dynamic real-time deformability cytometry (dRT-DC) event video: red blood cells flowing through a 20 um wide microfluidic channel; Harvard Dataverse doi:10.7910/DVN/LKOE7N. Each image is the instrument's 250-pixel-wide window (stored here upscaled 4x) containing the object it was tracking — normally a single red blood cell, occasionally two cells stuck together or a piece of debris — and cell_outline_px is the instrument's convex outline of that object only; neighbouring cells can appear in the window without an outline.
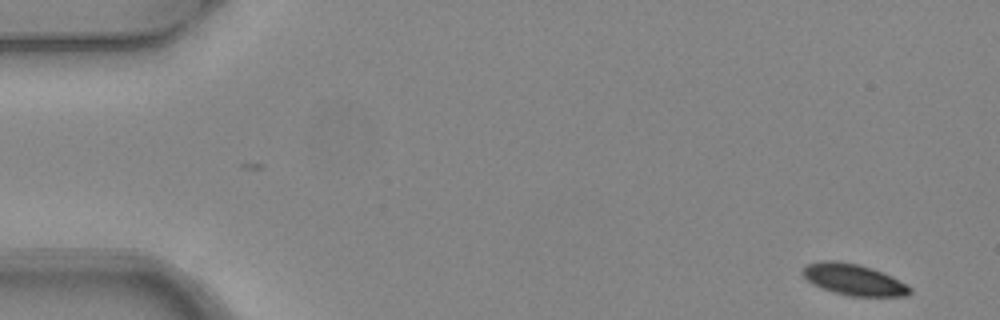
{"species": "common noctule bat (a hibernating species)", "species_latin": "Nyctalus noctula", "temperature_condition": "warm", "stored_images_in_passage": 6, "camera_frame_rate_fps": 3000, "um_per_image_px": 0.085, "animal": {"sex": "female", "body_mass_g": 24.6, "forearm_length_mm": 56.2}, "frame": {"image": 1, "passage_image": 1, "time_ms": 0.0, "image_size_px": [1000, 320], "cell_outline_px": [[912, 292], [908, 296], [848, 296], [832, 292], [820, 288], [812, 284], [800, 272], [804, 264], [820, 260], [836, 260], [856, 264], [872, 268], [892, 276], [908, 284], [912, 288]], "centroid_in_image_um": [72.54, 23.76], "position_along_channel_um": 12.5, "area_um2": 19.94}}
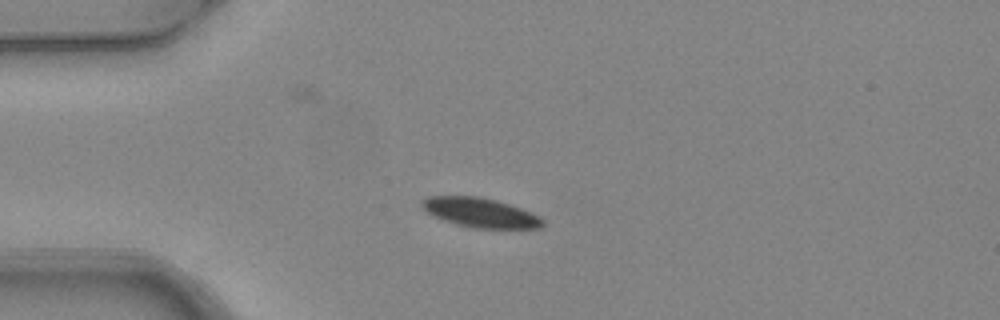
{"frame": {"image": 2, "passage_image": 4, "time_ms": 1.0, "image_size_px": [1000, 320], "cell_outline_px": [[544, 224], [540, 228], [468, 228], [432, 216], [420, 204], [428, 196], [480, 196], [512, 204], [540, 216], [544, 220]], "centroid_in_image_um": [40.85, 18.07], "position_along_channel_um": 44.1, "area_um2": 20.87}}
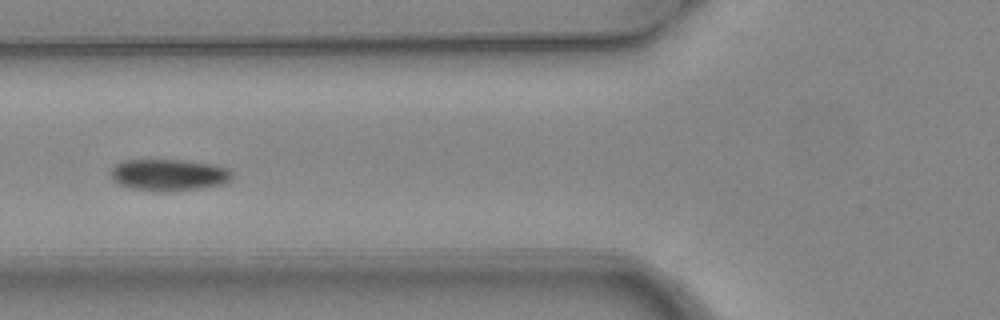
{"frame": {"image": 3, "passage_image": 6, "time_ms": 1.667, "image_size_px": [1000, 320], "cell_outline_px": [[232, 176], [224, 184], [200, 188], [164, 192], [152, 192], [128, 188], [116, 184], [112, 180], [108, 172], [116, 164], [124, 160], [180, 160], [212, 164], [228, 168], [232, 172]], "centroid_in_image_um": [14.27, 14.88], "position_along_channel_um": 111.5, "area_um2": 22.77}}